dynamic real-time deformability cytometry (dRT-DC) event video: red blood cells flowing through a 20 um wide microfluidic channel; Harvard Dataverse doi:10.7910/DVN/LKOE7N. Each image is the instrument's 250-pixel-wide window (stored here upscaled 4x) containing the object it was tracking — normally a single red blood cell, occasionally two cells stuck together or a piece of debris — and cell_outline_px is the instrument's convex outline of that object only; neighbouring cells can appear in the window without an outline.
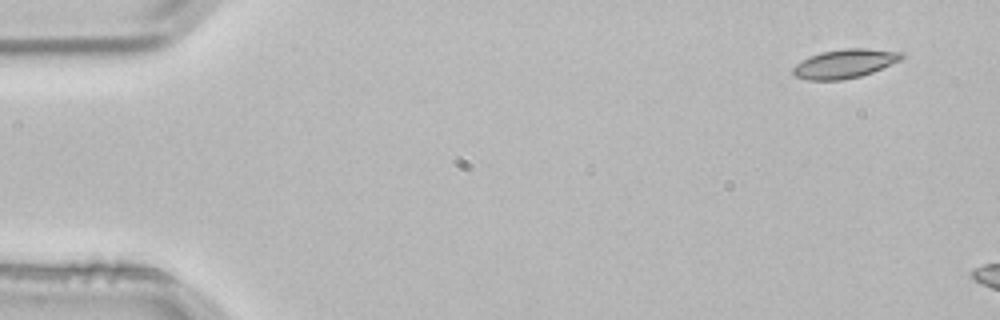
{"species": "common noctule bat (a hibernating species)", "species_latin": "Nyctalus noctula", "temperature_condition": "room temperature", "stored_images_in_passage": 2, "camera_frame_rate_fps": 3000, "um_per_image_px": 0.085, "animal": {"sex": "male", "body_mass_g": 21.5, "forearm_length_mm": 52.0}, "frame": {"image": 1, "passage_image": 1, "time_ms": 0.0, "image_size_px": [1000, 320], "cell_outline_px": [[904, 56], [900, 60], [872, 72], [860, 76], [840, 80], [808, 80], [796, 76], [792, 72], [792, 68], [796, 64], [808, 56], [820, 52], [844, 48], [868, 48], [904, 52]], "centroid_in_image_um": [71.79, 5.39], "position_along_channel_um": 13.2, "area_um2": 18.32}}